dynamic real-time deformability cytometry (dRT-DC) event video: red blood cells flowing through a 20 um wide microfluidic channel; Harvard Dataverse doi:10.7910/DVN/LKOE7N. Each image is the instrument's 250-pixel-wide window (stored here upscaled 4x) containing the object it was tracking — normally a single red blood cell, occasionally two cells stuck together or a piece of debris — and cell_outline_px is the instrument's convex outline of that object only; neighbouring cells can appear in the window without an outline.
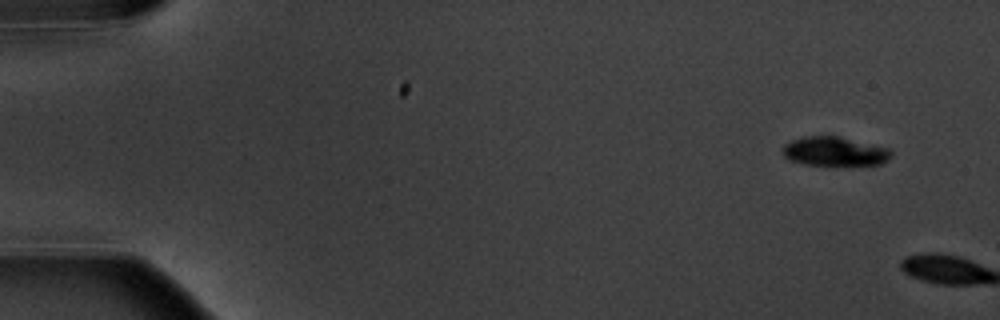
{"species": "common noctule bat (a hibernating species)", "species_latin": "Nyctalus noctula", "temperature_condition": "warm", "stored_images_in_passage": 2, "camera_frame_rate_fps": 3000, "um_per_image_px": 0.085, "animal": {"sex": "male", "body_mass_g": 20.1, "forearm_length_mm": 53.5}, "frame": {"image": 1, "passage_image": 1, "time_ms": 0.0, "image_size_px": [1000, 320], "cell_outline_px": [[892, 156], [888, 160], [880, 164], [804, 164], [788, 160], [784, 156], [780, 148], [784, 144], [792, 140], [804, 136], [840, 136], [888, 148], [892, 152]], "centroid_in_image_um": [70.9, 12.85], "position_along_channel_um": 14.1, "area_um2": 18.32}}